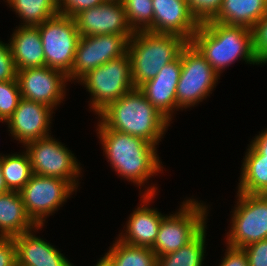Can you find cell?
<instances>
[{
    "instance_id": "obj_11",
    "label": "cell",
    "mask_w": 267,
    "mask_h": 266,
    "mask_svg": "<svg viewBox=\"0 0 267 266\" xmlns=\"http://www.w3.org/2000/svg\"><path fill=\"white\" fill-rule=\"evenodd\" d=\"M76 191L61 178L33 174L19 193L28 216L37 226H45L46 218L58 211Z\"/></svg>"
},
{
    "instance_id": "obj_6",
    "label": "cell",
    "mask_w": 267,
    "mask_h": 266,
    "mask_svg": "<svg viewBox=\"0 0 267 266\" xmlns=\"http://www.w3.org/2000/svg\"><path fill=\"white\" fill-rule=\"evenodd\" d=\"M79 83L91 94L90 110L98 114L109 103L135 89L128 53L90 71Z\"/></svg>"
},
{
    "instance_id": "obj_8",
    "label": "cell",
    "mask_w": 267,
    "mask_h": 266,
    "mask_svg": "<svg viewBox=\"0 0 267 266\" xmlns=\"http://www.w3.org/2000/svg\"><path fill=\"white\" fill-rule=\"evenodd\" d=\"M33 174L68 181L76 190L82 173L74 153L51 135L24 145Z\"/></svg>"
},
{
    "instance_id": "obj_37",
    "label": "cell",
    "mask_w": 267,
    "mask_h": 266,
    "mask_svg": "<svg viewBox=\"0 0 267 266\" xmlns=\"http://www.w3.org/2000/svg\"><path fill=\"white\" fill-rule=\"evenodd\" d=\"M250 144L262 155L264 158H267V128L262 132H259V135L255 136L251 140Z\"/></svg>"
},
{
    "instance_id": "obj_39",
    "label": "cell",
    "mask_w": 267,
    "mask_h": 266,
    "mask_svg": "<svg viewBox=\"0 0 267 266\" xmlns=\"http://www.w3.org/2000/svg\"><path fill=\"white\" fill-rule=\"evenodd\" d=\"M6 192H9V190L7 189V186L5 184L4 177L2 175V171L0 167V194H4Z\"/></svg>"
},
{
    "instance_id": "obj_35",
    "label": "cell",
    "mask_w": 267,
    "mask_h": 266,
    "mask_svg": "<svg viewBox=\"0 0 267 266\" xmlns=\"http://www.w3.org/2000/svg\"><path fill=\"white\" fill-rule=\"evenodd\" d=\"M0 266H17V247L13 237H0Z\"/></svg>"
},
{
    "instance_id": "obj_2",
    "label": "cell",
    "mask_w": 267,
    "mask_h": 266,
    "mask_svg": "<svg viewBox=\"0 0 267 266\" xmlns=\"http://www.w3.org/2000/svg\"><path fill=\"white\" fill-rule=\"evenodd\" d=\"M97 129H112L159 145L170 122L135 88L98 114Z\"/></svg>"
},
{
    "instance_id": "obj_7",
    "label": "cell",
    "mask_w": 267,
    "mask_h": 266,
    "mask_svg": "<svg viewBox=\"0 0 267 266\" xmlns=\"http://www.w3.org/2000/svg\"><path fill=\"white\" fill-rule=\"evenodd\" d=\"M182 69L176 89V111L202 102L218 84L220 76L190 43L181 51Z\"/></svg>"
},
{
    "instance_id": "obj_24",
    "label": "cell",
    "mask_w": 267,
    "mask_h": 266,
    "mask_svg": "<svg viewBox=\"0 0 267 266\" xmlns=\"http://www.w3.org/2000/svg\"><path fill=\"white\" fill-rule=\"evenodd\" d=\"M7 4L22 19L19 26H39L59 14L58 0H7Z\"/></svg>"
},
{
    "instance_id": "obj_30",
    "label": "cell",
    "mask_w": 267,
    "mask_h": 266,
    "mask_svg": "<svg viewBox=\"0 0 267 266\" xmlns=\"http://www.w3.org/2000/svg\"><path fill=\"white\" fill-rule=\"evenodd\" d=\"M253 51L260 65L267 64V14L251 28Z\"/></svg>"
},
{
    "instance_id": "obj_1",
    "label": "cell",
    "mask_w": 267,
    "mask_h": 266,
    "mask_svg": "<svg viewBox=\"0 0 267 266\" xmlns=\"http://www.w3.org/2000/svg\"><path fill=\"white\" fill-rule=\"evenodd\" d=\"M107 162L119 177L144 186L163 171L157 146L145 139L112 129H96Z\"/></svg>"
},
{
    "instance_id": "obj_14",
    "label": "cell",
    "mask_w": 267,
    "mask_h": 266,
    "mask_svg": "<svg viewBox=\"0 0 267 266\" xmlns=\"http://www.w3.org/2000/svg\"><path fill=\"white\" fill-rule=\"evenodd\" d=\"M73 18L80 36L118 34L129 40L135 33L129 25L123 3L118 1H105L80 11Z\"/></svg>"
},
{
    "instance_id": "obj_10",
    "label": "cell",
    "mask_w": 267,
    "mask_h": 266,
    "mask_svg": "<svg viewBox=\"0 0 267 266\" xmlns=\"http://www.w3.org/2000/svg\"><path fill=\"white\" fill-rule=\"evenodd\" d=\"M38 30L42 40L45 65L68 75L73 66L80 38L74 18L58 14L40 24Z\"/></svg>"
},
{
    "instance_id": "obj_5",
    "label": "cell",
    "mask_w": 267,
    "mask_h": 266,
    "mask_svg": "<svg viewBox=\"0 0 267 266\" xmlns=\"http://www.w3.org/2000/svg\"><path fill=\"white\" fill-rule=\"evenodd\" d=\"M208 209L201 200L189 198L182 202L178 212L165 215L151 247L156 257L175 252L193 241L207 227Z\"/></svg>"
},
{
    "instance_id": "obj_18",
    "label": "cell",
    "mask_w": 267,
    "mask_h": 266,
    "mask_svg": "<svg viewBox=\"0 0 267 266\" xmlns=\"http://www.w3.org/2000/svg\"><path fill=\"white\" fill-rule=\"evenodd\" d=\"M181 69L180 53V56L165 65L156 77L146 81L138 88L169 122L173 120V113L176 111V89Z\"/></svg>"
},
{
    "instance_id": "obj_20",
    "label": "cell",
    "mask_w": 267,
    "mask_h": 266,
    "mask_svg": "<svg viewBox=\"0 0 267 266\" xmlns=\"http://www.w3.org/2000/svg\"><path fill=\"white\" fill-rule=\"evenodd\" d=\"M9 45L18 70L45 66V56L38 26H18Z\"/></svg>"
},
{
    "instance_id": "obj_9",
    "label": "cell",
    "mask_w": 267,
    "mask_h": 266,
    "mask_svg": "<svg viewBox=\"0 0 267 266\" xmlns=\"http://www.w3.org/2000/svg\"><path fill=\"white\" fill-rule=\"evenodd\" d=\"M226 245L235 248L267 239V194L237 192Z\"/></svg>"
},
{
    "instance_id": "obj_36",
    "label": "cell",
    "mask_w": 267,
    "mask_h": 266,
    "mask_svg": "<svg viewBox=\"0 0 267 266\" xmlns=\"http://www.w3.org/2000/svg\"><path fill=\"white\" fill-rule=\"evenodd\" d=\"M225 251L219 266H249L247 256L242 248L226 245Z\"/></svg>"
},
{
    "instance_id": "obj_33",
    "label": "cell",
    "mask_w": 267,
    "mask_h": 266,
    "mask_svg": "<svg viewBox=\"0 0 267 266\" xmlns=\"http://www.w3.org/2000/svg\"><path fill=\"white\" fill-rule=\"evenodd\" d=\"M106 0H58L60 15L74 17L80 11L101 5Z\"/></svg>"
},
{
    "instance_id": "obj_16",
    "label": "cell",
    "mask_w": 267,
    "mask_h": 266,
    "mask_svg": "<svg viewBox=\"0 0 267 266\" xmlns=\"http://www.w3.org/2000/svg\"><path fill=\"white\" fill-rule=\"evenodd\" d=\"M53 111V108L45 104L21 98L13 115L6 122L11 137L24 146L50 136Z\"/></svg>"
},
{
    "instance_id": "obj_15",
    "label": "cell",
    "mask_w": 267,
    "mask_h": 266,
    "mask_svg": "<svg viewBox=\"0 0 267 266\" xmlns=\"http://www.w3.org/2000/svg\"><path fill=\"white\" fill-rule=\"evenodd\" d=\"M139 189L140 195L143 194L140 197L143 204H139L140 206L138 205L129 215L126 230H124L126 232L122 230L117 239L126 244L151 248L156 241L159 226L165 215L149 205L157 195L158 187L152 184L145 189L144 193L141 188Z\"/></svg>"
},
{
    "instance_id": "obj_19",
    "label": "cell",
    "mask_w": 267,
    "mask_h": 266,
    "mask_svg": "<svg viewBox=\"0 0 267 266\" xmlns=\"http://www.w3.org/2000/svg\"><path fill=\"white\" fill-rule=\"evenodd\" d=\"M44 226L14 236L17 247V266H74L54 245L37 237L34 232Z\"/></svg>"
},
{
    "instance_id": "obj_34",
    "label": "cell",
    "mask_w": 267,
    "mask_h": 266,
    "mask_svg": "<svg viewBox=\"0 0 267 266\" xmlns=\"http://www.w3.org/2000/svg\"><path fill=\"white\" fill-rule=\"evenodd\" d=\"M242 249L249 266H267V239L251 243Z\"/></svg>"
},
{
    "instance_id": "obj_32",
    "label": "cell",
    "mask_w": 267,
    "mask_h": 266,
    "mask_svg": "<svg viewBox=\"0 0 267 266\" xmlns=\"http://www.w3.org/2000/svg\"><path fill=\"white\" fill-rule=\"evenodd\" d=\"M199 22L210 20L219 10L223 0H187Z\"/></svg>"
},
{
    "instance_id": "obj_41",
    "label": "cell",
    "mask_w": 267,
    "mask_h": 266,
    "mask_svg": "<svg viewBox=\"0 0 267 266\" xmlns=\"http://www.w3.org/2000/svg\"><path fill=\"white\" fill-rule=\"evenodd\" d=\"M0 122H2V123L5 122V124H6V121L0 120ZM1 154H2V153H0V157L2 156Z\"/></svg>"
},
{
    "instance_id": "obj_3",
    "label": "cell",
    "mask_w": 267,
    "mask_h": 266,
    "mask_svg": "<svg viewBox=\"0 0 267 266\" xmlns=\"http://www.w3.org/2000/svg\"><path fill=\"white\" fill-rule=\"evenodd\" d=\"M190 43L219 76L239 59L246 64L260 65L253 51L252 31L245 26L206 20L200 23Z\"/></svg>"
},
{
    "instance_id": "obj_29",
    "label": "cell",
    "mask_w": 267,
    "mask_h": 266,
    "mask_svg": "<svg viewBox=\"0 0 267 266\" xmlns=\"http://www.w3.org/2000/svg\"><path fill=\"white\" fill-rule=\"evenodd\" d=\"M20 99L21 93L17 81H0V120L8 121Z\"/></svg>"
},
{
    "instance_id": "obj_22",
    "label": "cell",
    "mask_w": 267,
    "mask_h": 266,
    "mask_svg": "<svg viewBox=\"0 0 267 266\" xmlns=\"http://www.w3.org/2000/svg\"><path fill=\"white\" fill-rule=\"evenodd\" d=\"M266 14L267 0H223L209 21L251 29Z\"/></svg>"
},
{
    "instance_id": "obj_40",
    "label": "cell",
    "mask_w": 267,
    "mask_h": 266,
    "mask_svg": "<svg viewBox=\"0 0 267 266\" xmlns=\"http://www.w3.org/2000/svg\"><path fill=\"white\" fill-rule=\"evenodd\" d=\"M106 1H118V2H122L123 0H106Z\"/></svg>"
},
{
    "instance_id": "obj_23",
    "label": "cell",
    "mask_w": 267,
    "mask_h": 266,
    "mask_svg": "<svg viewBox=\"0 0 267 266\" xmlns=\"http://www.w3.org/2000/svg\"><path fill=\"white\" fill-rule=\"evenodd\" d=\"M241 165L237 192L246 194H267V158L251 144Z\"/></svg>"
},
{
    "instance_id": "obj_38",
    "label": "cell",
    "mask_w": 267,
    "mask_h": 266,
    "mask_svg": "<svg viewBox=\"0 0 267 266\" xmlns=\"http://www.w3.org/2000/svg\"><path fill=\"white\" fill-rule=\"evenodd\" d=\"M95 266H115L113 260L105 253L103 257H100Z\"/></svg>"
},
{
    "instance_id": "obj_31",
    "label": "cell",
    "mask_w": 267,
    "mask_h": 266,
    "mask_svg": "<svg viewBox=\"0 0 267 266\" xmlns=\"http://www.w3.org/2000/svg\"><path fill=\"white\" fill-rule=\"evenodd\" d=\"M17 69L9 43L0 40V81H17Z\"/></svg>"
},
{
    "instance_id": "obj_27",
    "label": "cell",
    "mask_w": 267,
    "mask_h": 266,
    "mask_svg": "<svg viewBox=\"0 0 267 266\" xmlns=\"http://www.w3.org/2000/svg\"><path fill=\"white\" fill-rule=\"evenodd\" d=\"M206 229L189 244L157 258V266H203L206 253Z\"/></svg>"
},
{
    "instance_id": "obj_25",
    "label": "cell",
    "mask_w": 267,
    "mask_h": 266,
    "mask_svg": "<svg viewBox=\"0 0 267 266\" xmlns=\"http://www.w3.org/2000/svg\"><path fill=\"white\" fill-rule=\"evenodd\" d=\"M0 167L5 184L9 191L19 192L33 175L28 154L11 153L0 157Z\"/></svg>"
},
{
    "instance_id": "obj_26",
    "label": "cell",
    "mask_w": 267,
    "mask_h": 266,
    "mask_svg": "<svg viewBox=\"0 0 267 266\" xmlns=\"http://www.w3.org/2000/svg\"><path fill=\"white\" fill-rule=\"evenodd\" d=\"M107 255L115 266H157L156 254L150 247L134 246L116 239Z\"/></svg>"
},
{
    "instance_id": "obj_13",
    "label": "cell",
    "mask_w": 267,
    "mask_h": 266,
    "mask_svg": "<svg viewBox=\"0 0 267 266\" xmlns=\"http://www.w3.org/2000/svg\"><path fill=\"white\" fill-rule=\"evenodd\" d=\"M21 98L57 109L65 99L68 77L60 70L48 66L25 68L17 71ZM67 82V83H66Z\"/></svg>"
},
{
    "instance_id": "obj_21",
    "label": "cell",
    "mask_w": 267,
    "mask_h": 266,
    "mask_svg": "<svg viewBox=\"0 0 267 266\" xmlns=\"http://www.w3.org/2000/svg\"><path fill=\"white\" fill-rule=\"evenodd\" d=\"M36 227L26 212L19 192L0 194V237H14Z\"/></svg>"
},
{
    "instance_id": "obj_4",
    "label": "cell",
    "mask_w": 267,
    "mask_h": 266,
    "mask_svg": "<svg viewBox=\"0 0 267 266\" xmlns=\"http://www.w3.org/2000/svg\"><path fill=\"white\" fill-rule=\"evenodd\" d=\"M188 41L179 35L137 31L128 41L127 53L135 88L156 77L158 72L176 60Z\"/></svg>"
},
{
    "instance_id": "obj_28",
    "label": "cell",
    "mask_w": 267,
    "mask_h": 266,
    "mask_svg": "<svg viewBox=\"0 0 267 266\" xmlns=\"http://www.w3.org/2000/svg\"><path fill=\"white\" fill-rule=\"evenodd\" d=\"M127 20L134 32L148 31L153 33L152 0H123Z\"/></svg>"
},
{
    "instance_id": "obj_17",
    "label": "cell",
    "mask_w": 267,
    "mask_h": 266,
    "mask_svg": "<svg viewBox=\"0 0 267 266\" xmlns=\"http://www.w3.org/2000/svg\"><path fill=\"white\" fill-rule=\"evenodd\" d=\"M153 33L179 35L188 42L200 22L192 13L187 0H152Z\"/></svg>"
},
{
    "instance_id": "obj_12",
    "label": "cell",
    "mask_w": 267,
    "mask_h": 266,
    "mask_svg": "<svg viewBox=\"0 0 267 266\" xmlns=\"http://www.w3.org/2000/svg\"><path fill=\"white\" fill-rule=\"evenodd\" d=\"M128 41L118 34L80 36L73 66L67 75L69 82L76 80L78 83L95 68L125 55Z\"/></svg>"
}]
</instances>
